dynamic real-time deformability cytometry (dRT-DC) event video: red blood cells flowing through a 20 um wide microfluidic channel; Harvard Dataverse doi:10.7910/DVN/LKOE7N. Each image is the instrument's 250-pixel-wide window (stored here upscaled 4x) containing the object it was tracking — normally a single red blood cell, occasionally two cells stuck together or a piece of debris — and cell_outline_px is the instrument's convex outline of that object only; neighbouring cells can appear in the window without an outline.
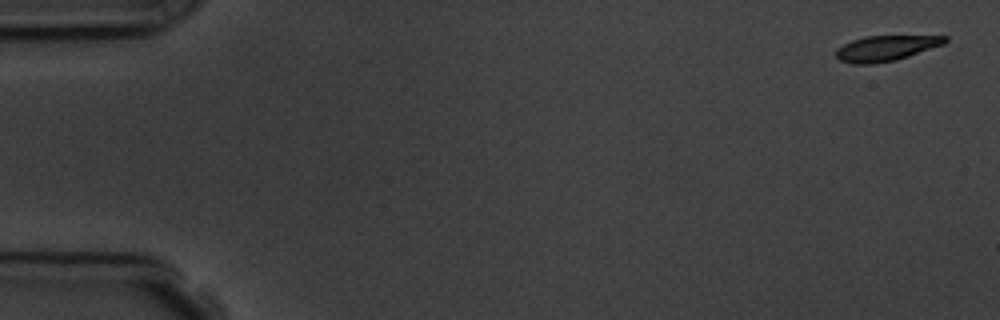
{"species": "common noctule bat (a hibernating species)", "species_latin": "Nyctalus noctula", "temperature_condition": "room temperature", "stored_images_in_passage": 4, "camera_frame_rate_fps": 3000, "um_per_image_px": 0.085, "animal": {"sex": "male", "body_mass_g": 19.5, "forearm_length_mm": 54.6}, "frame": {"image": 1, "passage_image": 1, "time_ms": 0.0, "image_size_px": [1000, 320], "cell_outline_px": [[948, 40], [944, 44], [896, 60], [876, 64], [856, 64], [840, 60], [836, 56], [836, 48], [852, 40], [864, 36], [948, 36]], "centroid_in_image_um": [75.29, 4.1], "position_along_channel_um": 9.7, "area_um2": 16.07}}
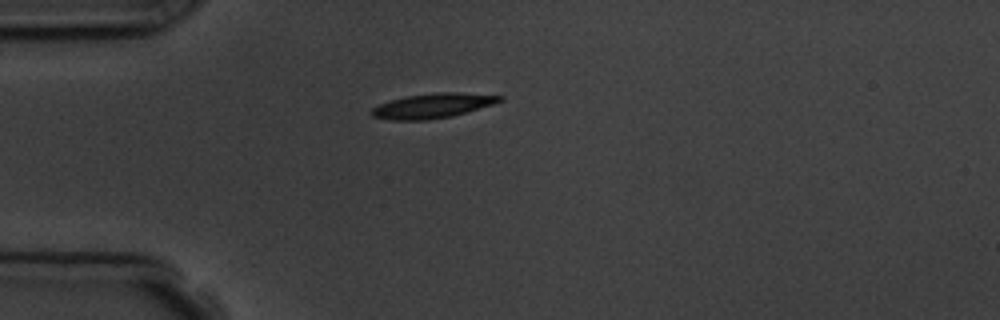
{"frame": {"image": 2, "passage_image": 4, "time_ms": 4.333, "image_size_px": [1000, 320], "cell_outline_px": [[504, 100], [492, 104], [452, 116], [424, 120], [392, 120], [372, 116], [368, 112], [372, 108], [380, 104], [404, 96], [436, 92], [456, 92], [504, 96]], "centroid_in_image_um": [36.75, 8.98], "position_along_channel_um": 48.2, "area_um2": 18.32}}